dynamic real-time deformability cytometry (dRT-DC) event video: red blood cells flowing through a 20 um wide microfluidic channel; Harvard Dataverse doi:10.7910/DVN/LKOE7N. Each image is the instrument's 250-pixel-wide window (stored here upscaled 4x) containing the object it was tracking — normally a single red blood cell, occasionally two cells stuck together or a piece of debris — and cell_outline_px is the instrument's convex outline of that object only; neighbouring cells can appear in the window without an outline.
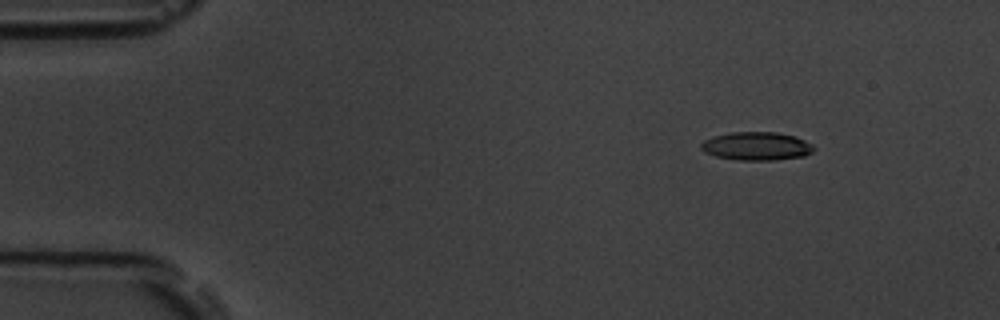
{"species": "common noctule bat (a hibernating species)", "species_latin": "Nyctalus noctula", "temperature_condition": "room temperature", "stored_images_in_passage": 15, "camera_frame_rate_fps": 3000, "um_per_image_px": 0.085, "animal": {"sex": "male", "body_mass_g": 19.5, "forearm_length_mm": 54.6}, "frame": {"image": 1, "passage_image": 1, "time_ms": 0.0, "image_size_px": [1000, 320], "cell_outline_px": [[816, 148], [812, 152], [804, 156], [772, 160], [740, 160], [716, 156], [704, 152], [700, 148], [700, 144], [704, 140], [712, 136], [732, 132], [776, 132], [796, 136], [812, 144]], "centroid_in_image_um": [64.31, 12.41], "position_along_channel_um": 20.7, "area_um2": 18.67}}
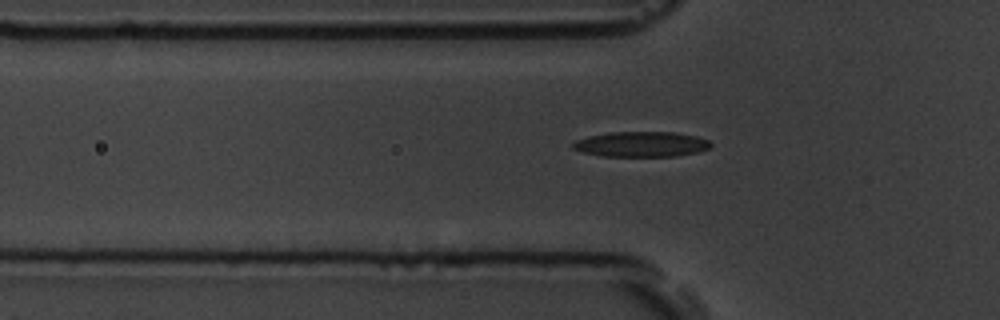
{"frame": {"image": 2, "passage_image": 12, "time_ms": 3.667, "image_size_px": [1000, 320], "cell_outline_px": [[712, 144], [708, 148], [696, 152], [676, 156], [600, 156], [584, 152], [572, 148], [572, 144], [576, 140], [588, 136], [612, 132], [672, 132], [696, 136], [708, 140]], "centroid_in_image_um": [54.49, 12.26], "position_along_channel_um": 71.3, "area_um2": 20.11}}